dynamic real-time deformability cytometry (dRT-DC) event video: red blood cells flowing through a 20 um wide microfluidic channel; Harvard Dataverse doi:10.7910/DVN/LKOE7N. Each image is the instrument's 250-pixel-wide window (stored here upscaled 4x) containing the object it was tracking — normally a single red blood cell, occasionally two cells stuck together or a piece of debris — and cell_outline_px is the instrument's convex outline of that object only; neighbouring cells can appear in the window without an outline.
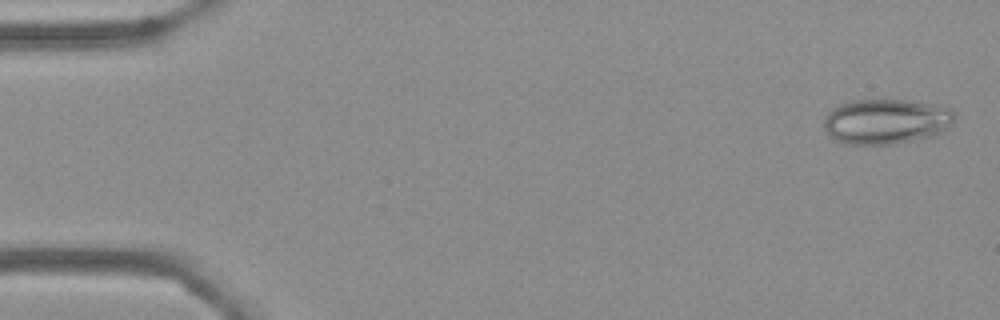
{"species": "Egyptian fruit bat (a non-hibernating species)", "species_latin": "Rousettus aegyptiacus", "temperature_condition": "cold", "stored_images_in_passage": 56, "camera_frame_rate_fps": 3000, "um_per_image_px": 0.085, "frame": {"image": 1, "passage_image": 2, "time_ms": 0.333, "image_size_px": [1000, 320], "cell_outline_px": [[956, 120], [944, 132], [936, 136], [892, 144], [844, 144], [832, 136], [824, 128], [824, 116], [832, 108], [848, 100], [880, 96], [952, 108], [956, 116]], "centroid_in_image_um": [75.34, 10.28], "position_along_channel_um": 9.7, "area_um2": 35.43}}
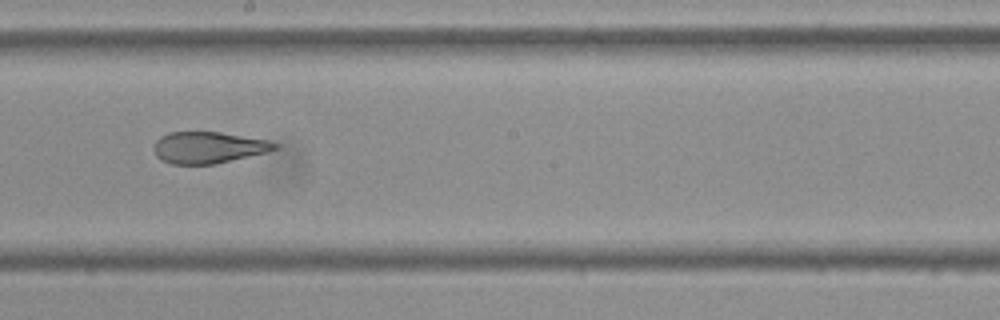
{"frame": {"image": 2, "passage_image": 31, "time_ms": 10.0, "image_size_px": [1000, 320], "cell_outline_px": [[280, 144], [276, 148], [264, 152], [216, 164], [172, 164], [160, 160], [156, 156], [152, 148], [156, 140], [160, 136], [168, 132], [220, 132], [268, 140]], "centroid_in_image_um": [17.64, 12.53], "position_along_channel_um": 230.6, "area_um2": 22.2}}
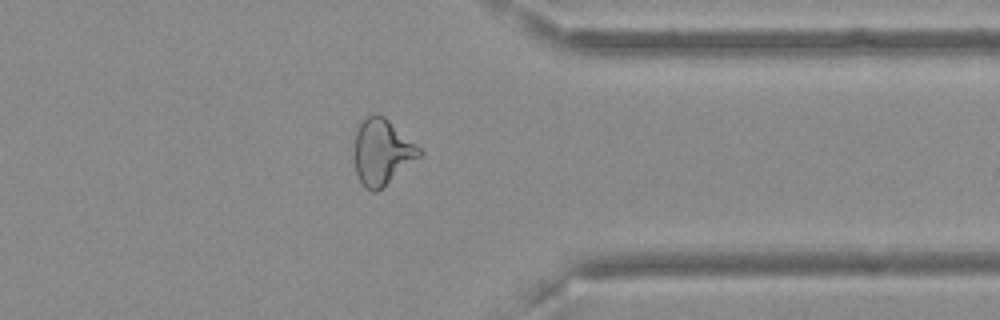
{"frame": {"image": 3, "passage_image": 44, "time_ms": 14.333, "image_size_px": [1000, 320], "cell_outline_px": [[424, 152], [420, 156], [376, 192], [372, 192], [364, 188], [356, 172], [356, 132], [360, 120], [364, 116], [372, 112], [376, 112], [384, 116], [416, 144]], "centroid_in_image_um": [32.46, 12.87], "position_along_channel_um": 378.9, "area_um2": 24.62}, "authors_computed_cell_mechanics": {"area_um2": 26.9348, "velocity_mm_per_s": 3.6057, "shape_relaxation_time_tau1_ms": null, "shape_relaxation_time_tau2_ms": 2.2048, "deformation_change_tau1": null, "deformation_change_tau2": 0.0995}}